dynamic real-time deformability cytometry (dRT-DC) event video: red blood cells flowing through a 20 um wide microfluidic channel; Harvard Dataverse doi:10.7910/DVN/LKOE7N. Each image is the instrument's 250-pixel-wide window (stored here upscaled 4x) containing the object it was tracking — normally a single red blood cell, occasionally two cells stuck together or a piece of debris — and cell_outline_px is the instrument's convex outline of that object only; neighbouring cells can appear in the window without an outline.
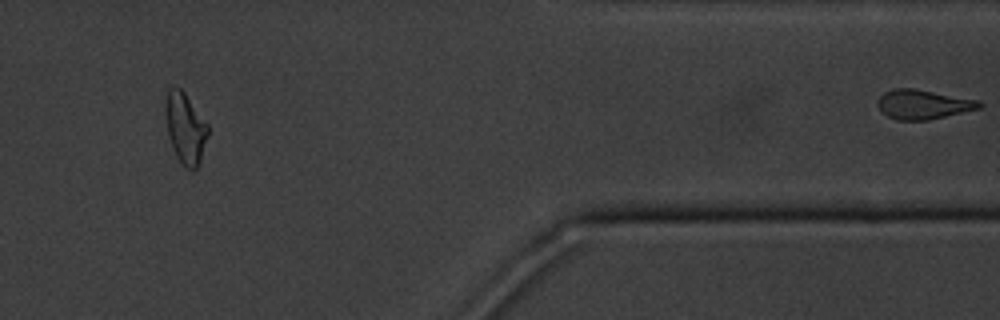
{"species": "common noctule bat (a hibernating species)", "species_latin": "Nyctalus noctula", "temperature_condition": "cold", "stored_images_in_passage": 13, "segment_of_instrument_passage": [2, 2], "camera_frame_rate_fps": 3000, "um_per_image_px": 0.085, "animal": {"sex": "male", "body_mass_g": 20.1, "forearm_length_mm": 53.5}, "frame": {"image": 1, "passage_image": 13, "time_ms": 15.333, "image_size_px": [1000, 320], "cell_outline_px": [[984, 104], [980, 108], [928, 120], [896, 120], [880, 112], [876, 104], [880, 96], [884, 92], [896, 88], [912, 88], [980, 100]], "centroid_in_image_um": [78.45, 8.87], "position_along_channel_um": 333.0, "area_um2": 17.46}}